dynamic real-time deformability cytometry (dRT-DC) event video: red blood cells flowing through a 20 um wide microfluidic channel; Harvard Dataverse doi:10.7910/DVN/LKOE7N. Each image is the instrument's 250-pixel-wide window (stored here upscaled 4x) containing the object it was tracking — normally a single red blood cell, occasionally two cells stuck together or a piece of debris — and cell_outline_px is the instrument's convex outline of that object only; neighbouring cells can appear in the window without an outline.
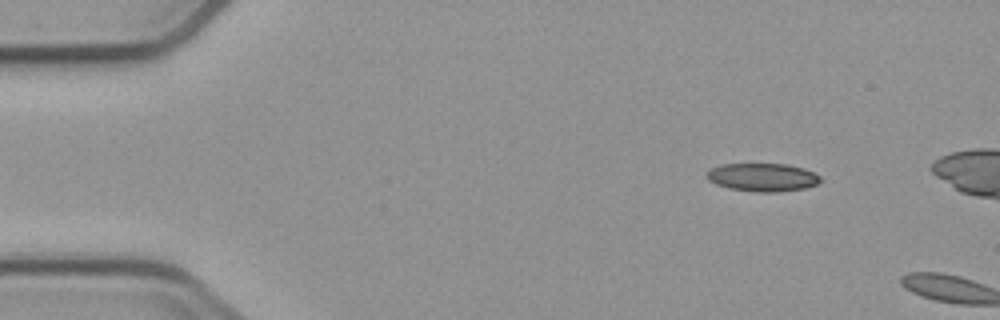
{"species": "common noctule bat (a hibernating species)", "species_latin": "Nyctalus noctula", "temperature_condition": "cold", "stored_images_in_passage": 2, "camera_frame_rate_fps": 3000, "um_per_image_px": 0.085, "animal": {"sex": "male", "body_mass_g": 23.1, "forearm_length_mm": 52.7}, "frame": {"image": 1, "passage_image": 1, "time_ms": 0.0, "image_size_px": [1000, 320], "cell_outline_px": [[824, 180], [816, 184], [804, 188], [776, 192], [756, 192], [728, 188], [716, 184], [708, 180], [708, 172], [712, 168], [720, 164], [788, 164], [812, 172], [820, 176]], "centroid_in_image_um": [64.82, 15.07], "position_along_channel_um": 20.2, "area_um2": 18.5}}